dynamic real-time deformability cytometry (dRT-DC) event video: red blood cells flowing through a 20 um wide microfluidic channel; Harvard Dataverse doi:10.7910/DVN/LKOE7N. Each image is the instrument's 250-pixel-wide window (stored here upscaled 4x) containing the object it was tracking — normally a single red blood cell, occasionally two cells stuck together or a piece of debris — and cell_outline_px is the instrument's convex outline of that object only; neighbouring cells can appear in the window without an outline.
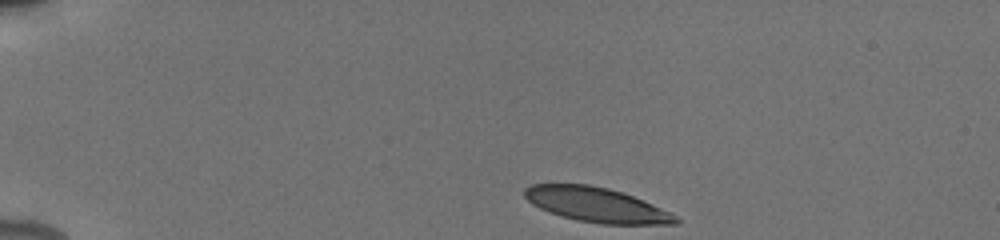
{"species": "human", "species_latin": "Homo sapiens", "temperature_condition": "cold", "stored_images_in_passage": 4, "camera_frame_rate_fps": 3000, "um_per_image_px": 0.085, "donor": {"sex": "male"}, "frame": {"image": 1, "passage_image": 1, "time_ms": 0.0, "image_size_px": [1000, 240], "cell_outline_px": [[680, 220], [676, 224], [604, 224], [576, 220], [548, 212], [532, 204], [524, 196], [524, 188], [532, 184], [588, 184], [608, 188], [624, 192], [652, 204], [676, 216]], "centroid_in_image_um": [50.67, 17.4], "position_along_channel_um": 34.3, "area_um2": 30.35}}